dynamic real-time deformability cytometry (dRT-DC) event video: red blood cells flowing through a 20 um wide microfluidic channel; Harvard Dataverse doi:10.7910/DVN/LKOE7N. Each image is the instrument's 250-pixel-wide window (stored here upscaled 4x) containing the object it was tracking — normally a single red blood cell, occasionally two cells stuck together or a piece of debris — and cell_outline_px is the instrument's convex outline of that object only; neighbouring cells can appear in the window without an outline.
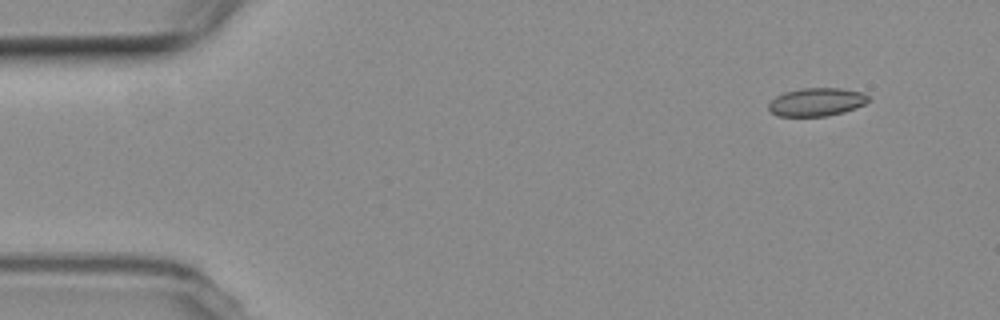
{"species": "common noctule bat (a hibernating species)", "species_latin": "Nyctalus noctula", "temperature_condition": "room temperature", "stored_images_in_passage": 4, "camera_frame_rate_fps": 3000, "um_per_image_px": 0.085, "animal": {"sex": "female", "body_mass_g": 19.3, "forearm_length_mm": 54.1}, "frame": {"image": 1, "passage_image": 1, "time_ms": 0.0, "image_size_px": [1000, 320], "cell_outline_px": [[868, 100], [864, 104], [844, 112], [824, 116], [780, 116], [772, 112], [768, 108], [768, 104], [776, 96], [784, 92], [800, 88], [840, 88], [860, 92], [868, 96]], "centroid_in_image_um": [69.38, 8.66], "position_along_channel_um": 15.6, "area_um2": 16.18}}
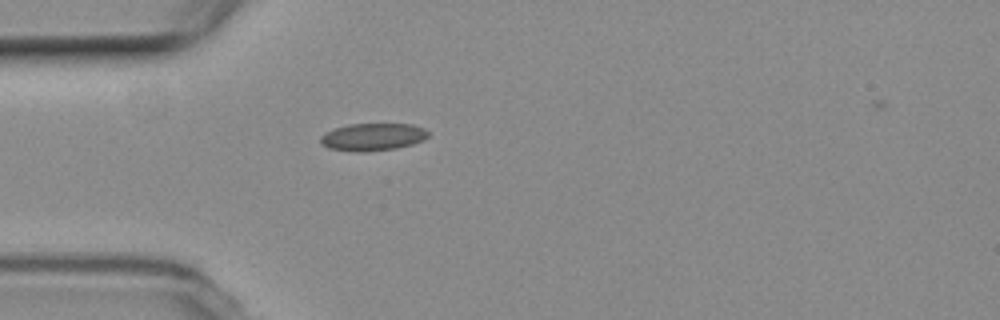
{"frame": {"image": 2, "passage_image": 4, "time_ms": 3.667, "image_size_px": [1000, 320], "cell_outline_px": [[428, 136], [424, 140], [412, 144], [396, 148], [364, 152], [360, 152], [328, 148], [320, 144], [320, 136], [324, 132], [348, 124], [412, 124], [424, 128], [428, 132]], "centroid_in_image_um": [31.67, 11.64], "position_along_channel_um": 53.3, "area_um2": 17.28}}